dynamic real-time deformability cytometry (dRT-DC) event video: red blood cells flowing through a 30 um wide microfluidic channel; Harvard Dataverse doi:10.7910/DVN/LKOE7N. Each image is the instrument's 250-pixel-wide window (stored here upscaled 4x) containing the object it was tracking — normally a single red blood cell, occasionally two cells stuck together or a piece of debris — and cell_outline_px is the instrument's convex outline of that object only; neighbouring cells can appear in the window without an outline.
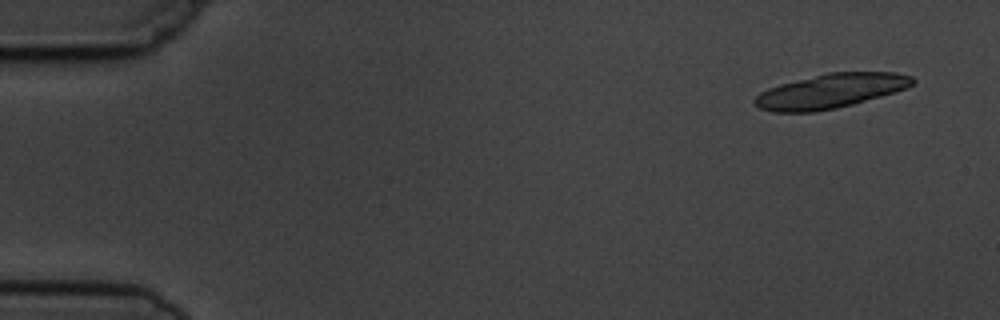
{"species": "common noctule bat (a hibernating species)", "species_latin": "Nyctalus noctula", "temperature_condition": "cold", "stored_images_in_passage": 6, "camera_frame_rate_fps": 3000, "um_per_image_px": 0.085, "animal": {"sex": "male", "body_mass_g": 19.5, "forearm_length_mm": 54.6}, "frame": {"image": 1, "passage_image": 1, "time_ms": 0.0, "image_size_px": [1000, 320], "cell_outline_px": [[916, 80], [912, 84], [904, 88], [880, 96], [852, 104], [836, 108], [812, 112], [772, 112], [760, 108], [752, 100], [760, 92], [768, 88], [780, 84], [828, 72], [896, 72], [912, 76]], "centroid_in_image_um": [70.56, 7.73], "position_along_channel_um": 14.4, "area_um2": 31.33}}